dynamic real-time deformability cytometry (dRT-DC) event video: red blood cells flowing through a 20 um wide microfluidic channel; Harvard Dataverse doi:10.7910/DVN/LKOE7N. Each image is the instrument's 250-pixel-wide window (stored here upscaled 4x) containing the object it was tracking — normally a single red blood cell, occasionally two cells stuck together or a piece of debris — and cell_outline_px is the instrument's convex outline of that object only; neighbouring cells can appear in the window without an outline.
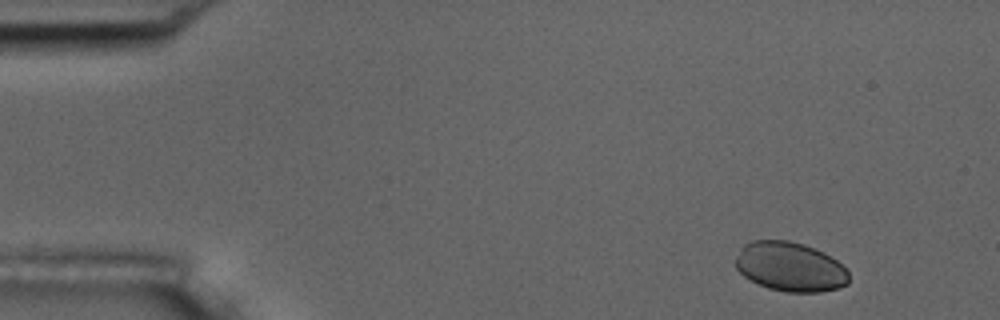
{"species": "common noctule bat (a hibernating species)", "species_latin": "Nyctalus noctula", "temperature_condition": "room temperature", "stored_images_in_passage": 4, "camera_frame_rate_fps": 3000, "um_per_image_px": 0.085, "animal": {"sex": "male", "body_mass_g": 17.5, "forearm_length_mm": 52.3}, "frame": {"image": 1, "passage_image": 1, "time_ms": 0.0, "image_size_px": [1000, 320], "cell_outline_px": [[848, 284], [840, 288], [820, 292], [788, 292], [768, 288], [744, 276], [736, 268], [736, 256], [740, 248], [744, 244], [752, 240], [788, 240], [804, 244], [824, 252], [836, 260], [848, 272]], "centroid_in_image_um": [67.16, 22.67], "position_along_channel_um": 17.8, "area_um2": 32.6}}